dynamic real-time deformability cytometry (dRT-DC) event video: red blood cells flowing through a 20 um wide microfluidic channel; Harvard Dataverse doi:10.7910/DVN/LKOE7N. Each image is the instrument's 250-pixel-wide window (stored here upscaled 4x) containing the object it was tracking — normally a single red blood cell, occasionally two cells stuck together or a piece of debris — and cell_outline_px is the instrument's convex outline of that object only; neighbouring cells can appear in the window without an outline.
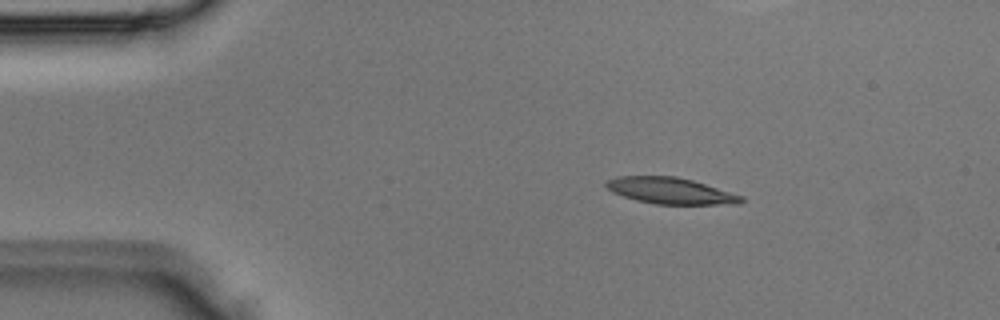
{"species": "Egyptian fruit bat (a non-hibernating species)", "species_latin": "Rousettus aegyptiacus", "temperature_condition": "room temperature", "stored_images_in_passage": 3, "segment_of_instrument_passage": [1, 2], "camera_frame_rate_fps": 3000, "um_per_image_px": 0.085, "animal": {"sex": "male"}, "frame": {"image": 1, "passage_image": 1, "time_ms": 0.0, "image_size_px": [1000, 320], "cell_outline_px": [[744, 200], [740, 204], [656, 204], [636, 200], [612, 192], [604, 184], [604, 180], [616, 176], [676, 176], [692, 180], [744, 196]], "centroid_in_image_um": [56.97, 16.21], "position_along_channel_um": 28.0, "area_um2": 20.75}}